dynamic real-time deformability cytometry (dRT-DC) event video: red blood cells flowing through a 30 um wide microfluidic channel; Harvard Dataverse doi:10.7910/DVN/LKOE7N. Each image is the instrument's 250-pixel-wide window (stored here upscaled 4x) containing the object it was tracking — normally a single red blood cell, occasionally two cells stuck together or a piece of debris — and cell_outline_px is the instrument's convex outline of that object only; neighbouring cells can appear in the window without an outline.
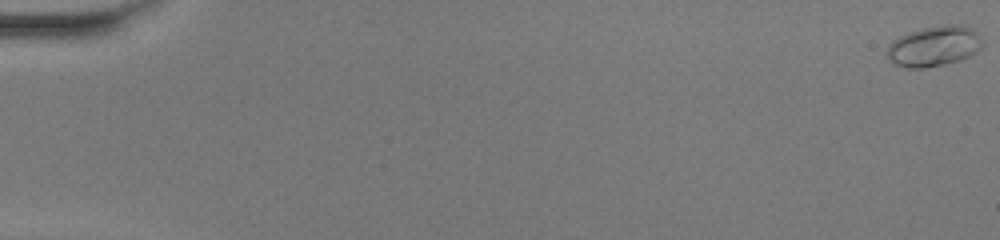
{"species": "common noctule bat (a hibernating species)", "species_latin": "Nyctalus noctula", "temperature_condition": "warm", "stored_images_in_passage": 52, "camera_frame_rate_fps": 3000, "um_per_image_px": 0.085, "animal": {"sex": "female", "body_mass_g": 20.0, "forearm_length_mm": 54.0}, "frame": {"image": 1, "passage_image": 1, "time_ms": 0.0, "image_size_px": [1000, 240], "cell_outline_px": [[984, 48], [960, 60], [944, 64], [924, 68], [904, 68], [896, 64], [888, 56], [888, 44], [892, 40], [908, 32], [920, 28], [948, 24], [964, 24], [972, 28], [980, 36], [984, 44]], "centroid_in_image_um": [79.44, 3.91], "position_along_channel_um": 5.6, "area_um2": 22.66}}
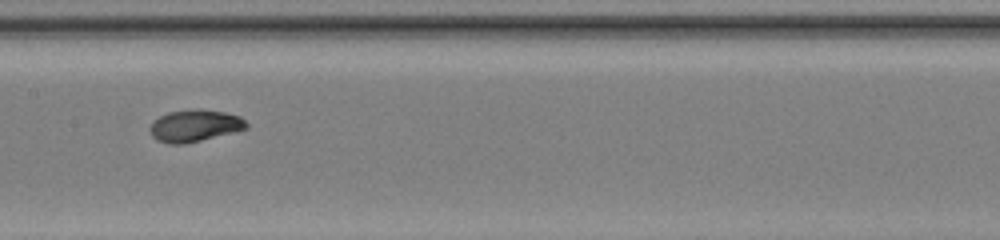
{"frame": {"image": 2, "passage_image": 28, "time_ms": 9.0, "image_size_px": [1000, 240], "cell_outline_px": [[248, 128], [184, 144], [168, 144], [156, 140], [152, 136], [148, 128], [160, 116], [168, 112], [192, 108], [200, 108], [224, 112], [240, 116], [248, 124]], "centroid_in_image_um": [16.53, 10.67], "position_along_channel_um": 190.9, "area_um2": 17.98}}
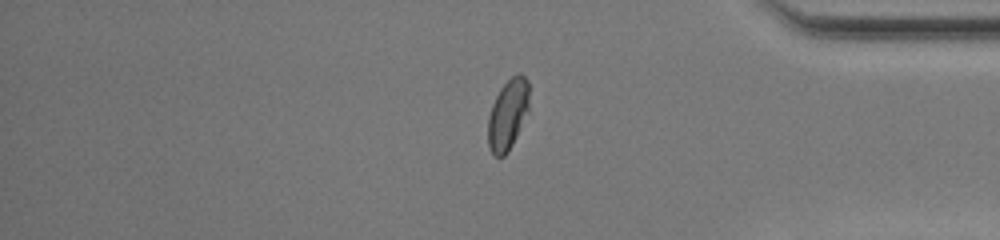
{"frame": {"image": 3, "passage_image": 44, "time_ms": 14.333, "image_size_px": [1000, 240], "cell_outline_px": [[528, 112], [508, 152], [504, 156], [492, 156], [488, 144], [488, 116], [492, 104], [500, 88], [516, 72], [520, 72], [528, 80]], "centroid_in_image_um": [43.15, 9.72], "position_along_channel_um": 392.0, "area_um2": 16.94}, "authors_computed_cell_mechanics": {"area_um2": 17.8024, "velocity_mm_per_s": 4.1153, "shape_relaxation_time_tau1_ms": 3.7964, "shape_relaxation_time_tau2_ms": 0.8656, "deformation_change_tau1": 0.1583, "deformation_change_tau2": 0.0401}}